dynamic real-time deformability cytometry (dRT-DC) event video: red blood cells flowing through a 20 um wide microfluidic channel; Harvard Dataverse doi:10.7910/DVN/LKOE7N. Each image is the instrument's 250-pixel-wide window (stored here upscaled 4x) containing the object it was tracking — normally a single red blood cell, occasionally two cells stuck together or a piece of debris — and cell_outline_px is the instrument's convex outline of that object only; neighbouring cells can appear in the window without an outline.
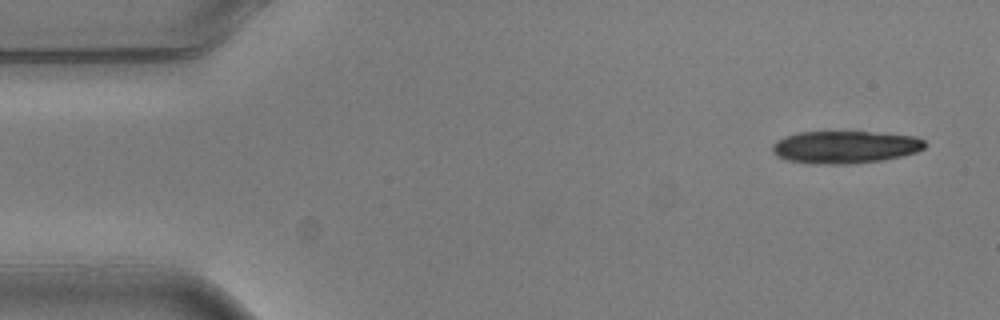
{"species": "common noctule bat (a hibernating species)", "species_latin": "Nyctalus noctula", "temperature_condition": "warm", "stored_images_in_passage": 4, "camera_frame_rate_fps": 3000, "um_per_image_px": 0.085, "animal": {"sex": "male", "body_mass_g": 20.5, "forearm_length_mm": 52.5}, "frame": {"image": 1, "passage_image": 1, "time_ms": 0.0, "image_size_px": [1000, 320], "cell_outline_px": [[928, 144], [924, 148], [916, 152], [900, 156], [880, 160], [848, 164], [812, 164], [788, 160], [776, 156], [772, 152], [772, 144], [776, 140], [784, 136], [800, 132], [884, 132], [916, 136], [924, 140]], "centroid_in_image_um": [71.83, 12.49], "position_along_channel_um": 13.2, "area_um2": 29.13}}